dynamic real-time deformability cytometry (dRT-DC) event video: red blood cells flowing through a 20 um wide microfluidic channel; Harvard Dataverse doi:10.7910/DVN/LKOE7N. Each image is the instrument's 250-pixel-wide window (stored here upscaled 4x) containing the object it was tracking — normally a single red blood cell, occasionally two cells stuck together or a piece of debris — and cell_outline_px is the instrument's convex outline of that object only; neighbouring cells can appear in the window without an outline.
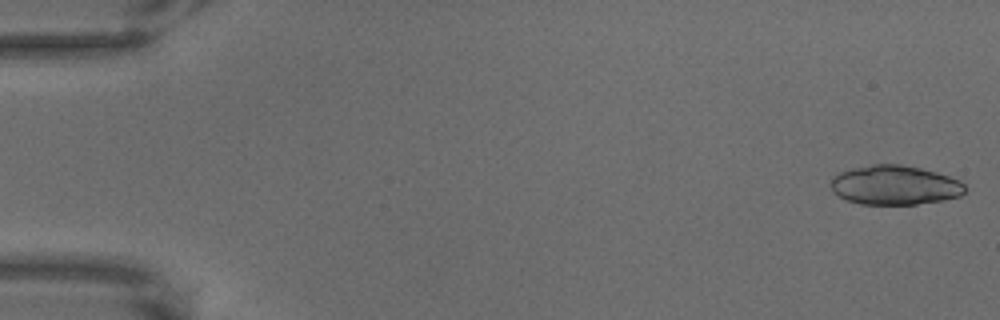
{"species": "common noctule bat (a hibernating species)", "species_latin": "Nyctalus noctula", "temperature_condition": "warm", "stored_images_in_passage": 67, "camera_frame_rate_fps": 3000, "um_per_image_px": 0.085, "animal": {"sex": "male", "body_mass_g": 18.8}, "frame": {"image": 1, "passage_image": 2, "time_ms": 0.333, "image_size_px": [1000, 320], "cell_outline_px": [[964, 192], [960, 196], [944, 200], [916, 204], [860, 204], [848, 200], [832, 192], [832, 176], [840, 172], [852, 168], [872, 164], [900, 164], [920, 168], [936, 172], [960, 180], [964, 184]], "centroid_in_image_um": [76.05, 15.73], "position_along_channel_um": 8.9, "area_um2": 30.69}}